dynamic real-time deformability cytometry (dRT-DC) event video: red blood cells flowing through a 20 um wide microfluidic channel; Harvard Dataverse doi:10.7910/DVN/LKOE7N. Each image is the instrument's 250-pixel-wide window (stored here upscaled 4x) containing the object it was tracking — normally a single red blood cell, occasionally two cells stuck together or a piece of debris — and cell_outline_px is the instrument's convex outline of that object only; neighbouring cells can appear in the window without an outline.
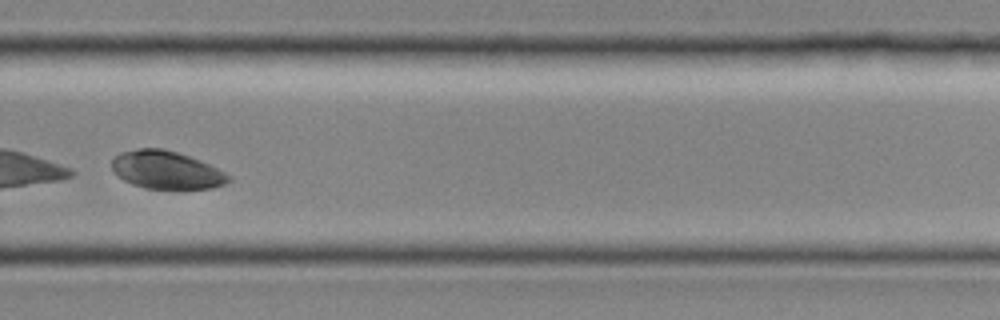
{"species": "common noctule bat (a hibernating species)", "species_latin": "Nyctalus noctula", "temperature_condition": "room temperature", "stored_images_in_passage": 27, "camera_frame_rate_fps": 3000, "um_per_image_px": 0.085, "animal": {"sex": "female", "body_mass_g": 19.0, "forearm_length_mm": 51.5}, "frame": {"image": 1, "passage_image": 18, "time_ms": 5.667, "image_size_px": [1000, 320], "cell_outline_px": [[232, 180], [224, 184], [212, 188], [144, 188], [132, 184], [124, 180], [112, 172], [112, 160], [120, 152], [136, 148], [164, 148], [180, 152], [200, 160], [232, 176]], "centroid_in_image_um": [14.13, 14.43], "position_along_channel_um": 315.7, "area_um2": 25.89}}
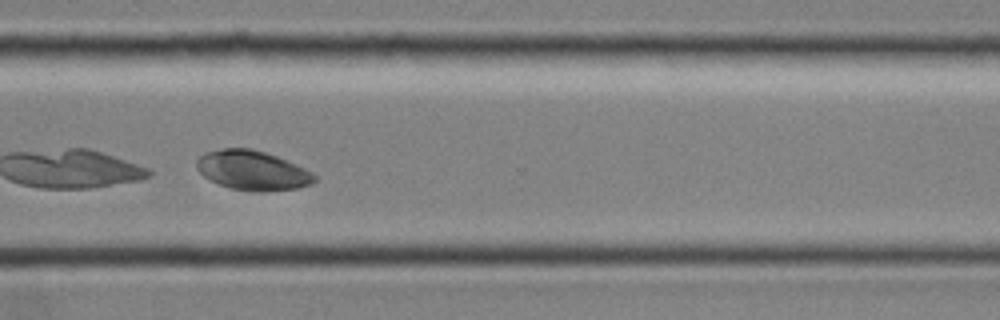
{"frame": {"image": 2, "passage_image": 20, "time_ms": 6.333, "image_size_px": [1000, 320], "cell_outline_px": [[316, 180], [312, 184], [296, 188], [264, 192], [252, 192], [232, 188], [208, 180], [196, 168], [196, 160], [204, 152], [220, 148], [252, 148], [276, 156], [296, 164], [312, 172], [316, 176]], "centroid_in_image_um": [21.44, 14.48], "position_along_channel_um": 349.2, "area_um2": 27.28}}